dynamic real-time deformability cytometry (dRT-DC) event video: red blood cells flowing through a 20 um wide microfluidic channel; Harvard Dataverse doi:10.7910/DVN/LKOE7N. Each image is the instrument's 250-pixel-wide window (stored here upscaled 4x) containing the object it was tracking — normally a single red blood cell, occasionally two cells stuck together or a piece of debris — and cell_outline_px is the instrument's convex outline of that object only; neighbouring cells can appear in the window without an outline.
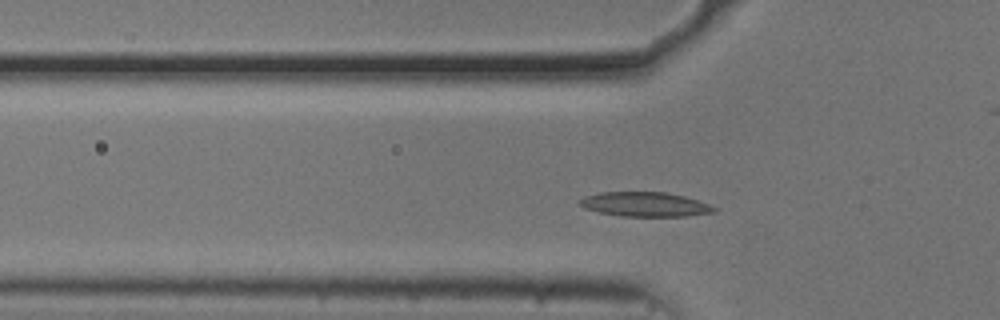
{"species": "common noctule bat (a hibernating species)", "species_latin": "Nyctalus noctula", "temperature_condition": "cold", "stored_images_in_passage": 49, "camera_frame_rate_fps": 3000, "um_per_image_px": 0.085, "animal": {"sex": "male", "body_mass_g": 20.5, "forearm_length_mm": 52.5}, "frame": {"image": 1, "passage_image": 11, "time_ms": 3.333, "image_size_px": [1000, 320], "cell_outline_px": [[716, 212], [688, 216], [620, 216], [600, 212], [584, 208], [576, 200], [584, 196], [600, 192], [664, 192], [684, 196], [708, 204], [716, 208]], "centroid_in_image_um": [54.79, 17.37], "position_along_channel_um": 71.0, "area_um2": 19.13}}
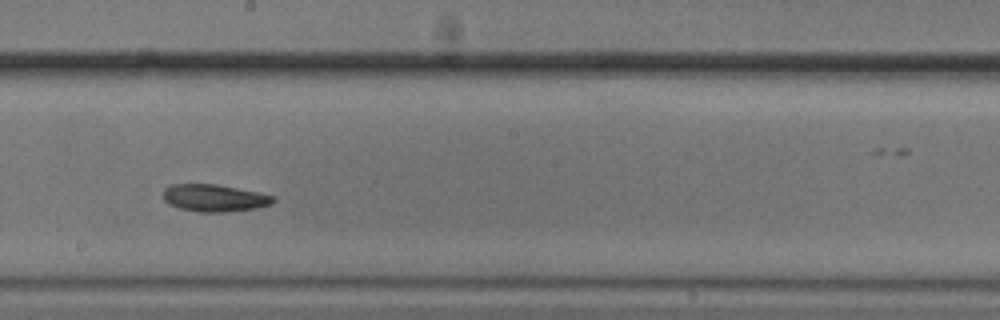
{"frame": {"image": 2, "passage_image": 24, "time_ms": 7.667, "image_size_px": [1000, 320], "cell_outline_px": [[276, 200], [272, 204], [256, 208], [224, 212], [200, 212], [180, 208], [168, 204], [164, 200], [164, 188], [172, 184], [216, 184], [260, 192], [276, 196]], "centroid_in_image_um": [18.26, 16.82], "position_along_channel_um": 229.9, "area_um2": 17.57}}
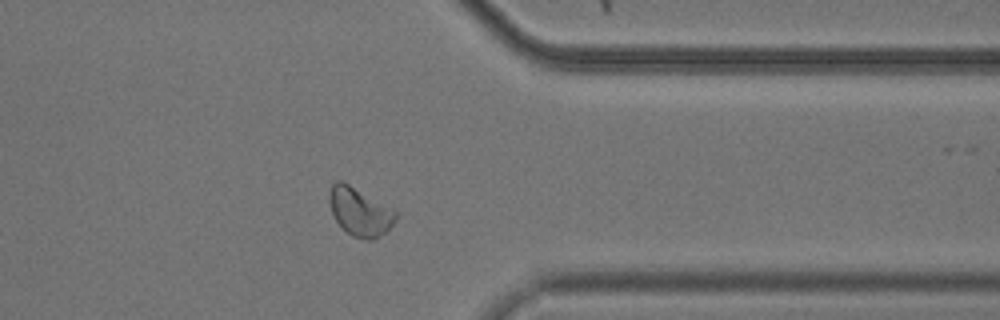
{"frame": {"image": 3, "passage_image": 37, "time_ms": 12.0, "image_size_px": [1000, 320], "cell_outline_px": [[396, 220], [384, 232], [372, 240], [364, 240], [352, 236], [336, 220], [332, 212], [328, 200], [328, 196], [332, 184], [336, 180], [340, 180], [348, 184], [392, 208], [396, 212]], "centroid_in_image_um": [30.56, 17.99], "position_along_channel_um": 380.8, "area_um2": 18.26}, "authors_computed_cell_mechanics": {"area_um2": 18.2648, "velocity_mm_per_s": 3.6612, "shape_relaxation_time_tau1_ms": 3.4489, "shape_relaxation_time_tau2_ms": 11.0588, "deformation_change_tau1": 0.0859, "deformation_change_tau2": 0.1757}}